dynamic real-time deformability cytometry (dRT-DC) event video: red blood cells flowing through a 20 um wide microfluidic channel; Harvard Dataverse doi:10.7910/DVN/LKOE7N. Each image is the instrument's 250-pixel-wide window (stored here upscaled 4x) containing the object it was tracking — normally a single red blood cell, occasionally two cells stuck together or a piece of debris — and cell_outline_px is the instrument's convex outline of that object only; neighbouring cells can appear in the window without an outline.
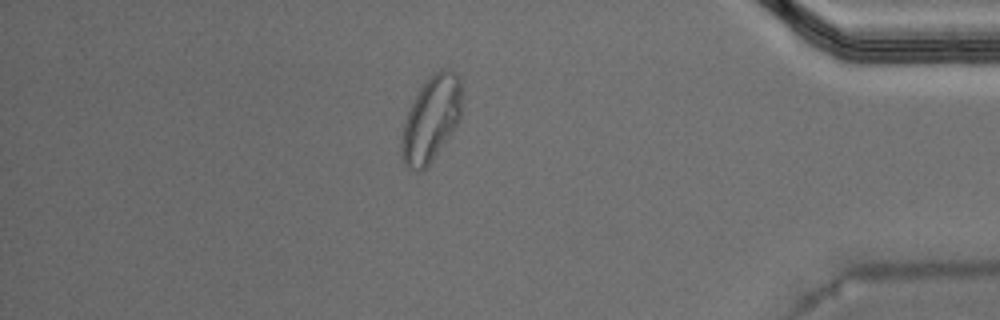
{"species": "Egyptian fruit bat (a non-hibernating species)", "species_latin": "Rousettus aegyptiacus", "temperature_condition": "warm", "stored_images_in_passage": 47, "camera_frame_rate_fps": 3000, "um_per_image_px": 0.085, "animal": {"sex": "male"}, "frame": {"image": 1, "passage_image": 40, "time_ms": 13.0, "image_size_px": [1000, 320], "cell_outline_px": [[460, 116], [456, 128], [432, 160], [424, 168], [404, 168], [400, 156], [400, 144], [404, 124], [408, 112], [420, 88], [428, 76], [432, 72], [440, 68], [452, 68], [460, 76]], "centroid_in_image_um": [36.64, 10.07], "position_along_channel_um": 398.6, "area_um2": 30.0}, "authors_computed_cell_mechanics": {"area_um2": 20.5768, "velocity_mm_per_s": 3.9384, "shape_relaxation_time_tau1_ms": 8.8236, "shape_relaxation_time_tau2_ms": 1.8821, "deformation_change_tau1": 0.2464, "deformation_change_tau2": 0.0777}}